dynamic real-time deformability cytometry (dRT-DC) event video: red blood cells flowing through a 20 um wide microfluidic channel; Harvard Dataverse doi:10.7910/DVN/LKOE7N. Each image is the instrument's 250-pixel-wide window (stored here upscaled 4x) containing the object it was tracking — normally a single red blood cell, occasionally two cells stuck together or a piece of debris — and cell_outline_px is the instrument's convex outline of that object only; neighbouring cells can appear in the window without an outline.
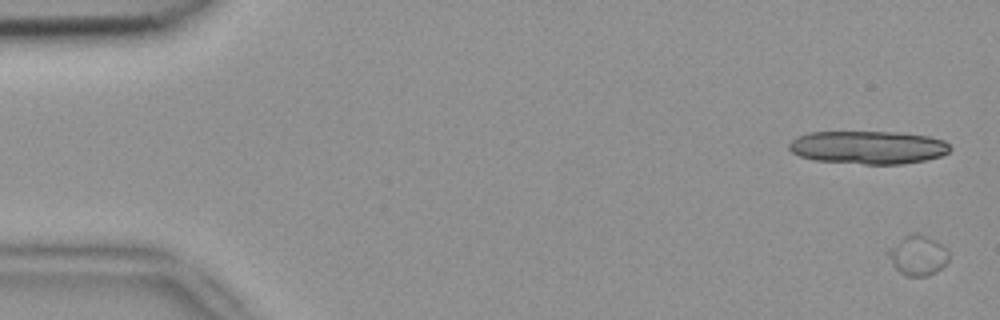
{"species": "common noctule bat (a hibernating species)", "species_latin": "Nyctalus noctula", "temperature_condition": "room temperature", "stored_images_in_passage": 5, "segment_of_instrument_passage": [1, 2], "camera_frame_rate_fps": 3000, "um_per_image_px": 0.085, "animal": {"sex": "female", "body_mass_g": 18.4}, "frame": {"image": 1, "passage_image": 1, "time_ms": 0.0, "image_size_px": [1000, 320], "cell_outline_px": [[948, 260], [936, 272], [928, 276], [908, 276], [900, 272], [892, 264], [884, 252], [888, 248], [904, 236], [912, 232], [916, 232], [940, 244], [948, 252]], "centroid_in_image_um": [77.94, 21.71], "position_along_channel_um": 7.1, "area_um2": 13.99}}